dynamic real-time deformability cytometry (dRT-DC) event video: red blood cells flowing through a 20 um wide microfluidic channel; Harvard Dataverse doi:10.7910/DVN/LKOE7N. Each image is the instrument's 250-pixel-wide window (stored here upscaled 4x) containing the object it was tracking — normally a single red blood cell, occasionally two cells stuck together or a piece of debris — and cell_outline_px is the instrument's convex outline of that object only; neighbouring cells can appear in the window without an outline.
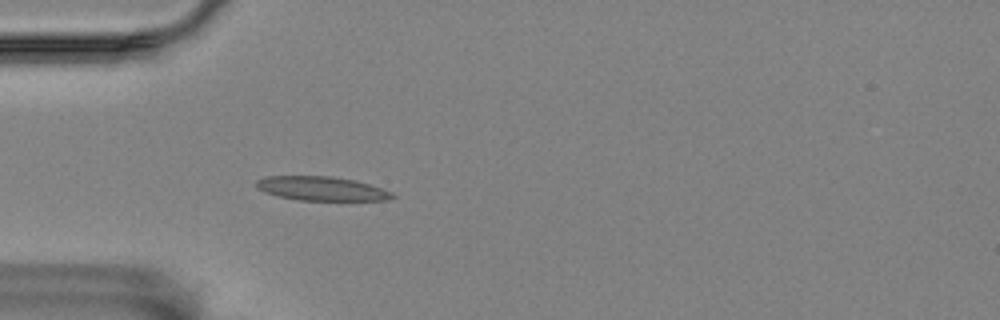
{"species": "Egyptian fruit bat (a non-hibernating species)", "species_latin": "Rousettus aegyptiacus", "temperature_condition": "room temperature", "stored_images_in_passage": 4, "camera_frame_rate_fps": 3000, "um_per_image_px": 0.085, "animal": {"sex": "female"}, "frame": {"image": 1, "passage_image": 4, "time_ms": 3.333, "image_size_px": [1000, 320], "cell_outline_px": [[396, 196], [388, 200], [300, 200], [276, 196], [264, 192], [256, 188], [256, 180], [264, 176], [332, 176], [356, 180], [392, 192]], "centroid_in_image_um": [27.29, 16.02], "position_along_channel_um": 57.7, "area_um2": 19.13}}